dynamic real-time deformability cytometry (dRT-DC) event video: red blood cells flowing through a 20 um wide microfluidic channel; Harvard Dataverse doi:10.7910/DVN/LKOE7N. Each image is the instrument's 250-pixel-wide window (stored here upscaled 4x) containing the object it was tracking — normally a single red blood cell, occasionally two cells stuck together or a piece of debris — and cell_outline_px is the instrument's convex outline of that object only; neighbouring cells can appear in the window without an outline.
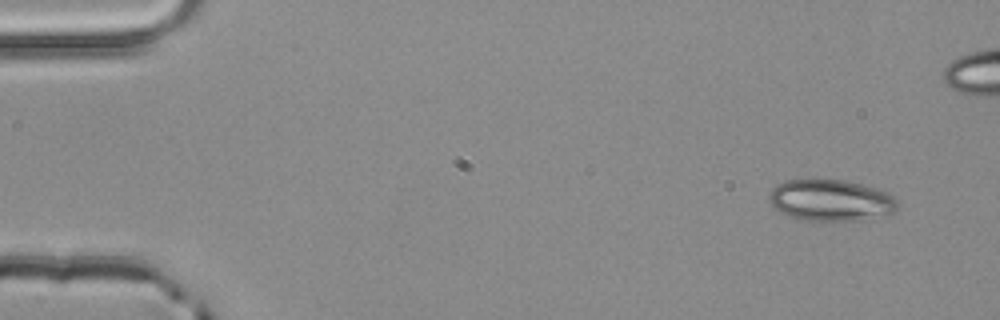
{"species": "common noctule bat (a hibernating species)", "species_latin": "Nyctalus noctula", "temperature_condition": "room temperature", "stored_images_in_passage": 2, "camera_frame_rate_fps": 3000, "um_per_image_px": 0.085, "animal": {"sex": "male", "body_mass_g": 20.4}, "frame": {"image": 1, "passage_image": 2, "time_ms": 0.333, "image_size_px": [1000, 320], "cell_outline_px": [[896, 208], [892, 212], [864, 220], [800, 220], [788, 216], [776, 208], [768, 200], [768, 196], [772, 188], [776, 184], [784, 180], [812, 176], [844, 180], [876, 188], [892, 196], [896, 200]], "centroid_in_image_um": [70.52, 16.97], "position_along_channel_um": 14.5, "area_um2": 31.5}}